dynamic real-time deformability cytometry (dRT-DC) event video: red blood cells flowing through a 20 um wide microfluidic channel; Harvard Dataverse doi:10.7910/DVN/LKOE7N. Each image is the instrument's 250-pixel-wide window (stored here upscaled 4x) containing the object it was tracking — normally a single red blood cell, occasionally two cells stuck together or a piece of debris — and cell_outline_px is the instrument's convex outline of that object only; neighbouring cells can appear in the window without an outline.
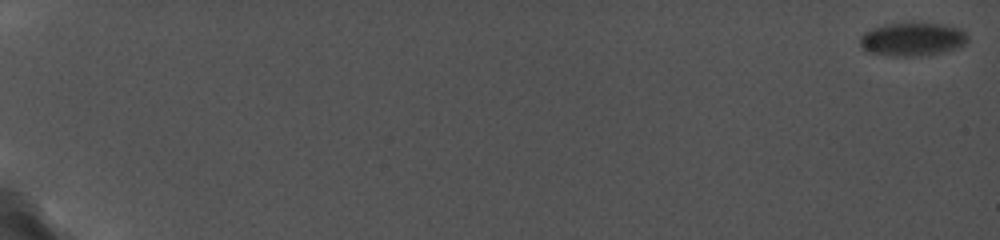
{"species": "common noctule bat (a hibernating species)", "species_latin": "Nyctalus noctula", "temperature_condition": "cold", "stored_images_in_passage": 23, "camera_frame_rate_fps": 5000, "um_per_image_px": 0.085, "animal": {"sex": "female", "body_mass_g": 19.0, "forearm_length_mm": 56.7}, "frame": {"image": 1, "passage_image": 1, "time_ms": 0.0, "image_size_px": [1000, 240], "cell_outline_px": [[968, 40], [964, 44], [956, 48], [944, 52], [928, 56], [892, 56], [868, 52], [860, 44], [860, 36], [864, 32], [872, 28], [884, 24], [904, 20], [940, 24], [960, 28], [968, 36]], "centroid_in_image_um": [77.55, 3.3], "position_along_channel_um": 7.5, "area_um2": 21.68}}